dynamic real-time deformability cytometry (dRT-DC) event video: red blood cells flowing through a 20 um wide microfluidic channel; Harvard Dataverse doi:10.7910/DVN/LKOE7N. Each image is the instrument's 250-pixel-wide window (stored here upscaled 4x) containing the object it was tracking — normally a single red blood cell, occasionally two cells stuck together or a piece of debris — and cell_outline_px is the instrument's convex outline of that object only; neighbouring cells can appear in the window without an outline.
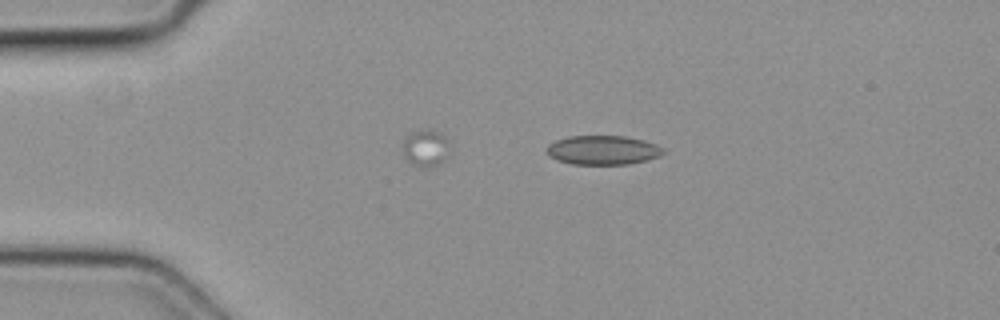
{"species": "common noctule bat (a hibernating species)", "species_latin": "Nyctalus noctula", "temperature_condition": "cold", "stored_images_in_passage": 2, "camera_frame_rate_fps": 3000, "um_per_image_px": 0.085, "animal": {"sex": "female", "body_mass_g": 19.3, "forearm_length_mm": 54.1}, "frame": {"image": 1, "passage_image": 1, "time_ms": 0.0, "image_size_px": [1000, 320], "cell_outline_px": [[664, 152], [660, 156], [648, 160], [628, 164], [572, 164], [556, 160], [548, 156], [548, 144], [556, 140], [568, 136], [624, 136], [644, 140], [656, 144], [664, 148]], "centroid_in_image_um": [51.26, 12.76], "position_along_channel_um": 33.7, "area_um2": 19.88}}